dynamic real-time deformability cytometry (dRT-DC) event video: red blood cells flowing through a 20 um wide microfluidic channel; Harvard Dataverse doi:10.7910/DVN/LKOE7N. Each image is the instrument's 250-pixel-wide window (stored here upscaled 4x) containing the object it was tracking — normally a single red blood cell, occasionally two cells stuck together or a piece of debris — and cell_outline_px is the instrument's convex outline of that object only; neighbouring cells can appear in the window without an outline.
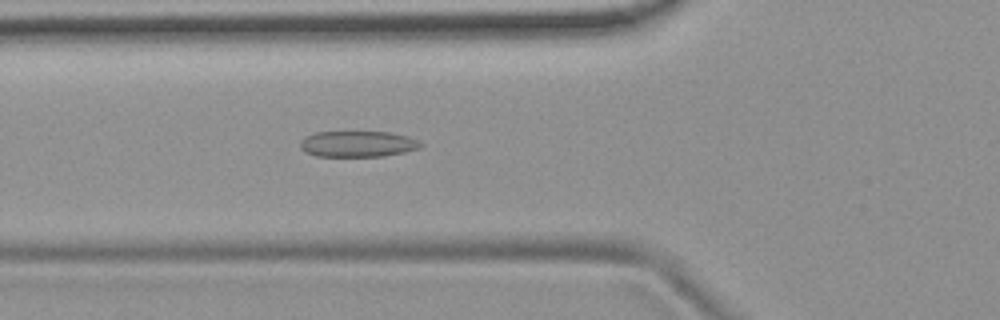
{"species": "common noctule bat (a hibernating species)", "species_latin": "Nyctalus noctula", "temperature_condition": "room temperature", "stored_images_in_passage": 53, "camera_frame_rate_fps": 3000, "um_per_image_px": 0.085, "animal": {"sex": "female", "body_mass_g": 19.9}, "frame": {"image": 1, "passage_image": 19, "time_ms": 6.0, "image_size_px": [1000, 320], "cell_outline_px": [[424, 144], [420, 148], [404, 152], [384, 156], [316, 156], [304, 152], [300, 148], [300, 140], [304, 136], [316, 132], [388, 132], [408, 136]], "centroid_in_image_um": [30.37, 12.23], "position_along_channel_um": 95.4, "area_um2": 18.32}}
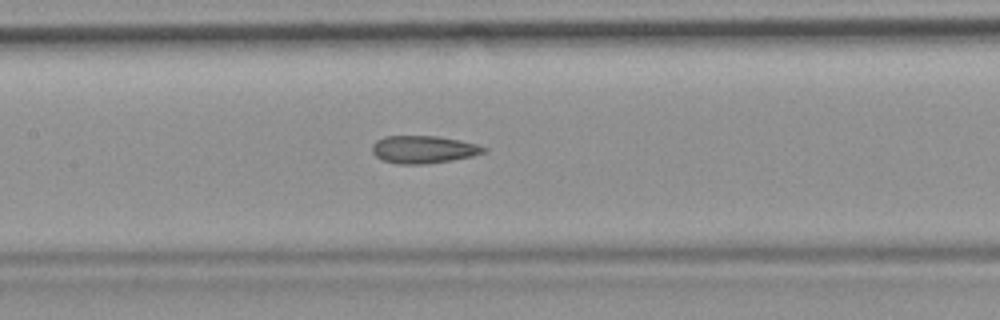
{"frame": {"image": 2, "passage_image": 25, "time_ms": 8.0, "image_size_px": [1000, 320], "cell_outline_px": [[488, 148], [484, 152], [472, 156], [452, 160], [424, 164], [400, 164], [384, 160], [376, 156], [372, 152], [372, 144], [376, 140], [384, 136], [436, 136], [460, 140], [476, 144]], "centroid_in_image_um": [35.98, 12.7], "position_along_channel_um": 171.4, "area_um2": 17.86}}
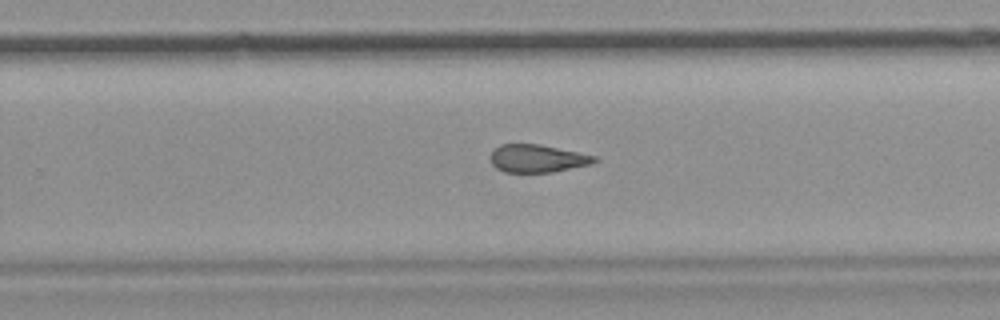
{"frame": {"image": 3, "passage_image": 34, "time_ms": 11.0, "image_size_px": [1000, 320], "cell_outline_px": [[600, 160], [592, 164], [552, 172], [504, 172], [496, 168], [492, 164], [492, 152], [500, 144], [540, 144], [596, 156]], "centroid_in_image_um": [45.71, 13.47], "position_along_channel_um": 284.1, "area_um2": 16.76}, "authors_computed_cell_mechanics": {"area_um2": 18.4382, "velocity_mm_per_s": 3.7786, "shape_relaxation_time_tau1_ms": null, "shape_relaxation_time_tau2_ms": 3.5179, "deformation_change_tau1": null, "deformation_change_tau2": 0.1071}}